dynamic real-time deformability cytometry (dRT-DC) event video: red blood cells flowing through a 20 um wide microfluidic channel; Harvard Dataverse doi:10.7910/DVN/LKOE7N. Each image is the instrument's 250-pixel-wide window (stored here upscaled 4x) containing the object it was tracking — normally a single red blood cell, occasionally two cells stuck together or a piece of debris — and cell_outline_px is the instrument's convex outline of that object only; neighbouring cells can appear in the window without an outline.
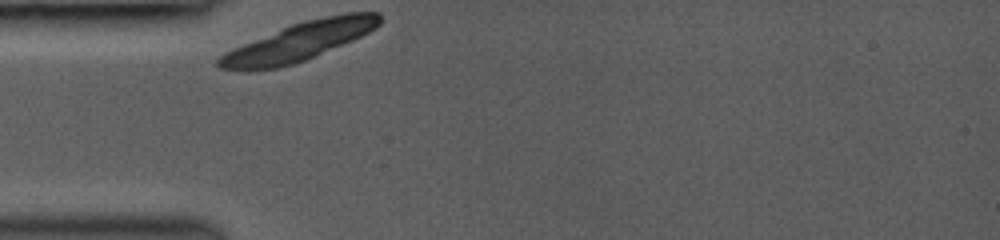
{"species": "common noctule bat (a hibernating species)", "species_latin": "Nyctalus noctula", "temperature_condition": "room temperature", "stored_images_in_passage": 2, "camera_frame_rate_fps": 3000, "um_per_image_px": 0.085, "animal": {"sex": "female", "body_mass_g": 19.0, "forearm_length_mm": 53.3}, "frame": {"image": 1, "passage_image": 1, "time_ms": 0.0, "image_size_px": [1000, 240], "cell_outline_px": [[380, 24], [376, 28], [352, 40], [304, 60], [292, 64], [276, 68], [248, 72], [244, 72], [220, 68], [216, 64], [216, 60], [220, 56], [244, 44], [292, 24], [304, 20], [344, 12], [380, 12]], "centroid_in_image_um": [25.42, 3.54], "position_along_channel_um": 59.6, "area_um2": 35.49}}